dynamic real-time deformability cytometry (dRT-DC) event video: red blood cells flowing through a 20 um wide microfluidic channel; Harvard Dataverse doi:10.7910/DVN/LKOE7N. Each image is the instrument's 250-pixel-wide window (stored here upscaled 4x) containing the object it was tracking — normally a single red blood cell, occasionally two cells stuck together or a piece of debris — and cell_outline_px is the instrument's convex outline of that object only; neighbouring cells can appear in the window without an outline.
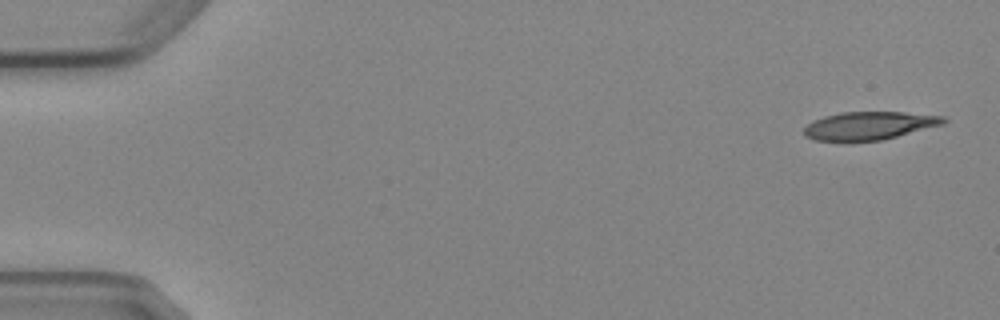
{"species": "Egyptian fruit bat (a non-hibernating species)", "species_latin": "Rousettus aegyptiacus", "temperature_condition": "cold", "stored_images_in_passage": 4, "camera_frame_rate_fps": 3000, "um_per_image_px": 0.085, "animal": {"sex": "female"}, "frame": {"image": 1, "passage_image": 1, "time_ms": 0.0, "image_size_px": [1000, 320], "cell_outline_px": [[948, 120], [944, 124], [880, 140], [852, 144], [816, 140], [804, 136], [804, 128], [812, 120], [824, 116], [840, 112], [904, 112], [944, 116]], "centroid_in_image_um": [73.82, 10.71], "position_along_channel_um": 11.2, "area_um2": 23.47}}